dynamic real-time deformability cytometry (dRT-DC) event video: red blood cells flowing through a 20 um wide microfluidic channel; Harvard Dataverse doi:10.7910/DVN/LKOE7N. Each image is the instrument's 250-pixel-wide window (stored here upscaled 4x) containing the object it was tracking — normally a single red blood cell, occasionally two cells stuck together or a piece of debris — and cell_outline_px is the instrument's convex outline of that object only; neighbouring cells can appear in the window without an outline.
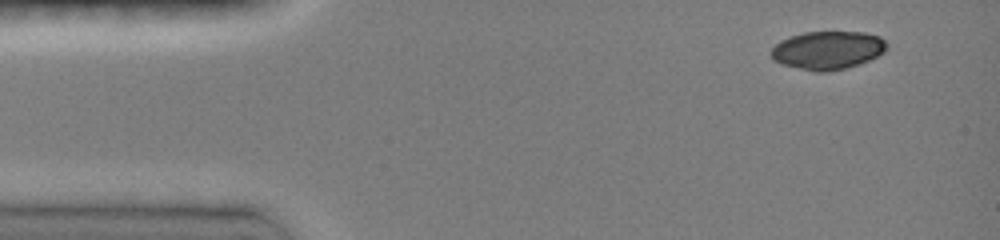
{"species": "common noctule bat (a hibernating species)", "species_latin": "Nyctalus noctula", "temperature_condition": "room temperature", "stored_images_in_passage": 4, "camera_frame_rate_fps": 3000, "um_per_image_px": 0.085, "animal": {"sex": "female", "body_mass_g": 19.0, "forearm_length_mm": 51.5}, "frame": {"image": 1, "passage_image": 1, "time_ms": 0.0, "image_size_px": [1000, 240], "cell_outline_px": [[888, 48], [884, 52], [868, 60], [844, 68], [828, 72], [816, 72], [780, 64], [772, 60], [768, 52], [780, 40], [804, 32], [864, 32], [880, 36], [888, 44]], "centroid_in_image_um": [70.32, 4.27], "position_along_channel_um": 14.7, "area_um2": 25.89}}
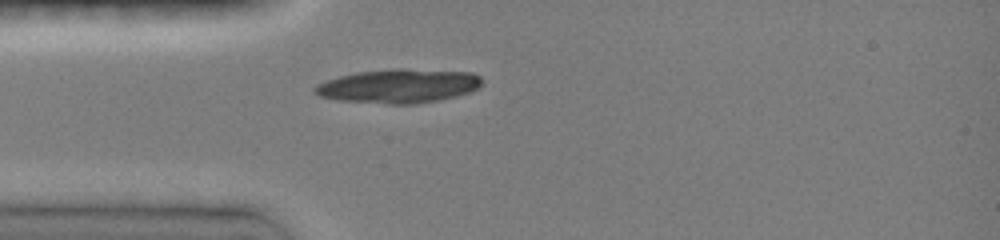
{"frame": {"image": 2, "passage_image": 4, "time_ms": 3.0, "image_size_px": [1000, 240], "cell_outline_px": [[480, 84], [476, 88], [468, 92], [440, 100], [416, 104], [388, 104], [340, 100], [320, 96], [312, 92], [312, 88], [316, 84], [340, 76], [356, 72], [396, 68], [404, 68], [472, 72], [480, 76]], "centroid_in_image_um": [33.85, 7.3], "position_along_channel_um": 51.2, "area_um2": 33.06}}